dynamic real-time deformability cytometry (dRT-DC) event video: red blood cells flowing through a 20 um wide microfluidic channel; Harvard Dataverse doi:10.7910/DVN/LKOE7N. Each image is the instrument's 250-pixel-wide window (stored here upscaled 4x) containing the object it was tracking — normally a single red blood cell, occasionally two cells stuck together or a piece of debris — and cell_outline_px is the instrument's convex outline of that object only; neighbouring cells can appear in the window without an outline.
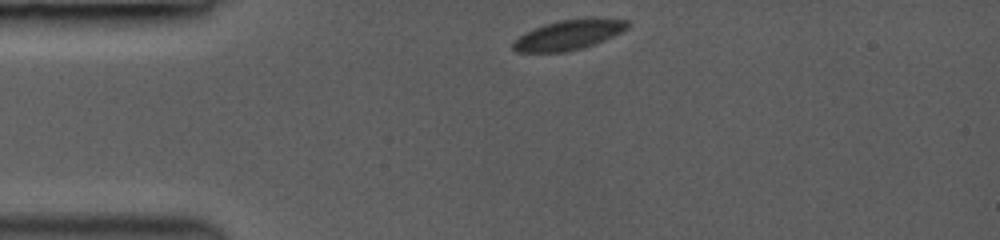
{"species": "common noctule bat (a hibernating species)", "species_latin": "Nyctalus noctula", "temperature_condition": "room temperature", "stored_images_in_passage": 2, "camera_frame_rate_fps": 3000, "um_per_image_px": 0.085, "animal": {"sex": "female", "body_mass_g": 19.0, "forearm_length_mm": 53.3}, "frame": {"image": 1, "passage_image": 1, "time_ms": 0.0, "image_size_px": [1000, 240], "cell_outline_px": [[632, 24], [628, 28], [604, 40], [580, 48], [564, 52], [516, 52], [512, 48], [512, 44], [520, 36], [544, 24], [560, 20], [592, 16], [596, 16], [628, 20]], "centroid_in_image_um": [48.41, 2.92], "position_along_channel_um": 36.6, "area_um2": 20.06}}